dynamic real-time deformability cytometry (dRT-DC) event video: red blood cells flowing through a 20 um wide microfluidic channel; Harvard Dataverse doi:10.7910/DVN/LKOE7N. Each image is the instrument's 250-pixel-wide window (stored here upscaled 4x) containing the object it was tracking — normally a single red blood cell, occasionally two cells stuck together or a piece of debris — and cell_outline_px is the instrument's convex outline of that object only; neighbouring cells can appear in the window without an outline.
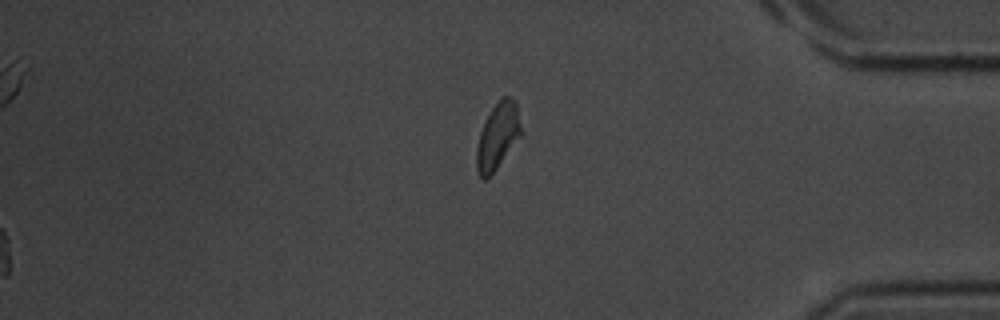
{"species": "common noctule bat (a hibernating species)", "species_latin": "Nyctalus noctula", "temperature_condition": "room temperature", "stored_images_in_passage": 35, "camera_frame_rate_fps": 3000, "um_per_image_px": 0.085, "animal": {"sex": "male", "body_mass_g": 20.1, "forearm_length_mm": 53.5}, "frame": {"image": 1, "passage_image": 35, "time_ms": 11.333, "image_size_px": [1000, 320], "cell_outline_px": [[520, 136], [496, 168], [484, 180], [480, 176], [476, 168], [476, 148], [480, 132], [492, 108], [504, 96], [508, 96], [516, 104], [520, 124]], "centroid_in_image_um": [42.27, 11.58], "position_along_channel_um": 392.9, "area_um2": 16.42}}